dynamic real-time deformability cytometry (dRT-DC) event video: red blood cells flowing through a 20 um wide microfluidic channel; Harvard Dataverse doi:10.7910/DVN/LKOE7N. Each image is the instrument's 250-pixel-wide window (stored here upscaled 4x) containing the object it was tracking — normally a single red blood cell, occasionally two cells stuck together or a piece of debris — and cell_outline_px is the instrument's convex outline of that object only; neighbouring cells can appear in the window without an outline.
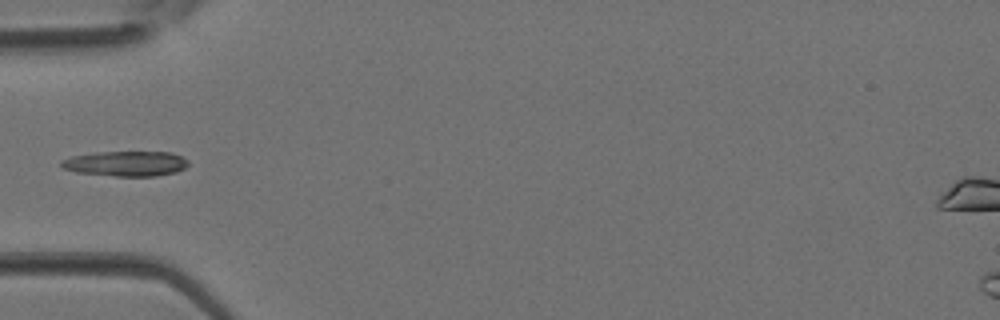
{"species": "Egyptian fruit bat (a non-hibernating species)", "species_latin": "Rousettus aegyptiacus", "temperature_condition": "room temperature", "stored_images_in_passage": 4, "camera_frame_rate_fps": 3000, "um_per_image_px": 0.085, "animal": {"sex": "female"}, "frame": {"image": 1, "passage_image": 4, "time_ms": 1.0, "image_size_px": [1000, 320], "cell_outline_px": [[188, 164], [184, 168], [176, 172], [156, 176], [116, 176], [76, 172], [64, 168], [60, 164], [60, 160], [72, 156], [96, 152], [172, 152], [188, 160]], "centroid_in_image_um": [10.7, 13.9], "position_along_channel_um": 74.3, "area_um2": 18.55}}